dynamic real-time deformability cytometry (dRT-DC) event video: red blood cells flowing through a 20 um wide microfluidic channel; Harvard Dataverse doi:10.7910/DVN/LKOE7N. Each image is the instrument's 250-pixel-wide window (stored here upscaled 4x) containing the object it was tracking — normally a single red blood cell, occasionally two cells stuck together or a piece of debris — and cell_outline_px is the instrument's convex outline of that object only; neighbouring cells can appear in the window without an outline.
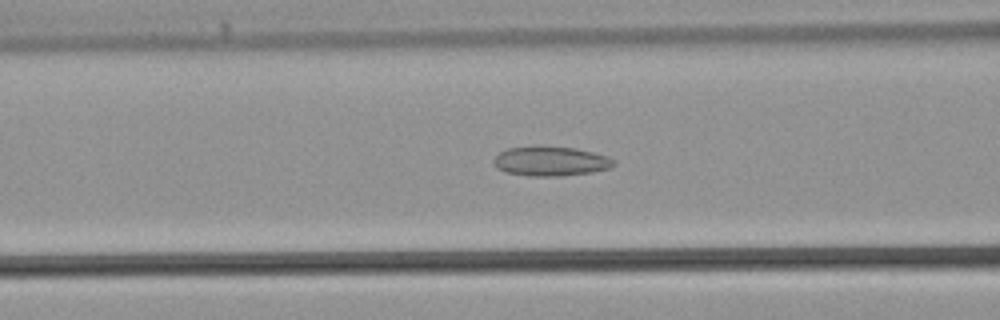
{"species": "common noctule bat (a hibernating species)", "species_latin": "Nyctalus noctula", "temperature_condition": "warm", "stored_images_in_passage": 36, "camera_frame_rate_fps": 3000, "um_per_image_px": 0.085, "animal": {"sex": "male", "body_mass_g": 21.5, "forearm_length_mm": 52.0}, "frame": {"image": 1, "passage_image": 15, "time_ms": 4.667, "image_size_px": [1000, 320], "cell_outline_px": [[616, 164], [612, 168], [592, 172], [560, 176], [528, 176], [504, 172], [496, 168], [492, 160], [500, 152], [508, 148], [576, 148], [608, 156], [616, 160]], "centroid_in_image_um": [46.84, 13.74], "position_along_channel_um": 119.8, "area_um2": 20.35}}
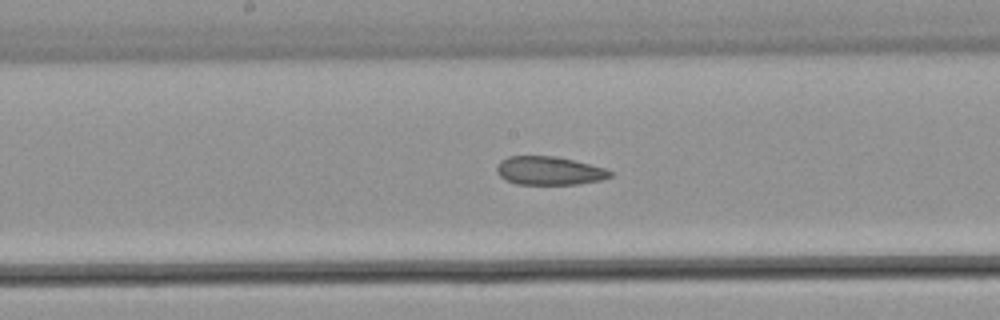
{"frame": {"image": 2, "passage_image": 20, "time_ms": 6.333, "image_size_px": [1000, 320], "cell_outline_px": [[612, 176], [604, 180], [580, 184], [516, 184], [504, 180], [496, 172], [496, 168], [500, 160], [508, 156], [556, 156], [604, 168], [612, 172]], "centroid_in_image_um": [46.66, 14.52], "position_along_channel_um": 201.5, "area_um2": 18.9}}
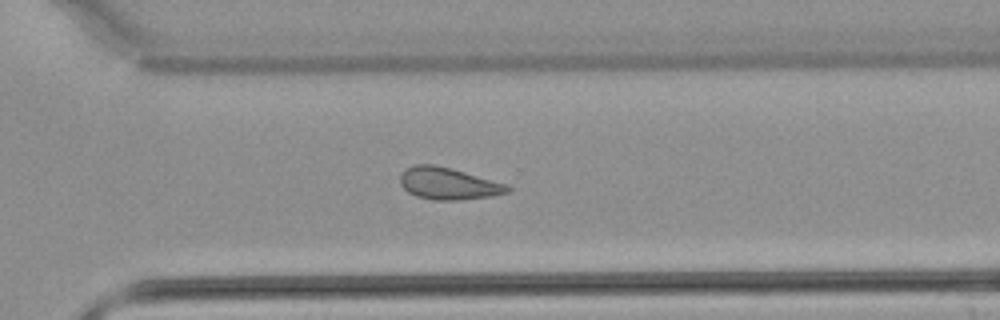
{"frame": {"image": 3, "passage_image": 28, "time_ms": 9.0, "image_size_px": [1000, 320], "cell_outline_px": [[512, 188], [508, 192], [492, 196], [460, 200], [436, 200], [416, 196], [408, 192], [400, 184], [400, 176], [412, 164], [436, 164], [452, 168], [508, 184]], "centroid_in_image_um": [38.13, 15.6], "position_along_channel_um": 332.5, "area_um2": 20.11}}